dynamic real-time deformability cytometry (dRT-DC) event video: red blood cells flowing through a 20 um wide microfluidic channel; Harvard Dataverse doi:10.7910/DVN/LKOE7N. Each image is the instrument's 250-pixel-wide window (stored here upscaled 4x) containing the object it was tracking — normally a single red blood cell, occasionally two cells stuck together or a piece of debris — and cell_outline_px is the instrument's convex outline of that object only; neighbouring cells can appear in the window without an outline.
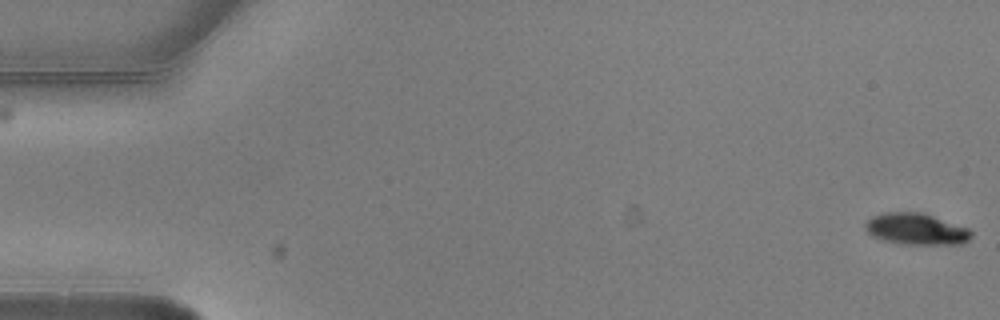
{"species": "common noctule bat (a hibernating species)", "species_latin": "Nyctalus noctula", "temperature_condition": "warm", "stored_images_in_passage": 2, "camera_frame_rate_fps": 3000, "um_per_image_px": 0.085, "animal": {"sex": "male", "body_mass_g": 20.5, "forearm_length_mm": 52.5}, "frame": {"image": 1, "passage_image": 2, "time_ms": 0.333, "image_size_px": [1000, 320], "cell_outline_px": [[972, 236], [968, 240], [960, 244], [900, 244], [884, 240], [872, 236], [868, 232], [864, 224], [872, 216], [884, 212], [920, 212], [968, 228], [972, 232]], "centroid_in_image_um": [77.86, 19.47], "position_along_channel_um": 7.1, "area_um2": 19.25}}